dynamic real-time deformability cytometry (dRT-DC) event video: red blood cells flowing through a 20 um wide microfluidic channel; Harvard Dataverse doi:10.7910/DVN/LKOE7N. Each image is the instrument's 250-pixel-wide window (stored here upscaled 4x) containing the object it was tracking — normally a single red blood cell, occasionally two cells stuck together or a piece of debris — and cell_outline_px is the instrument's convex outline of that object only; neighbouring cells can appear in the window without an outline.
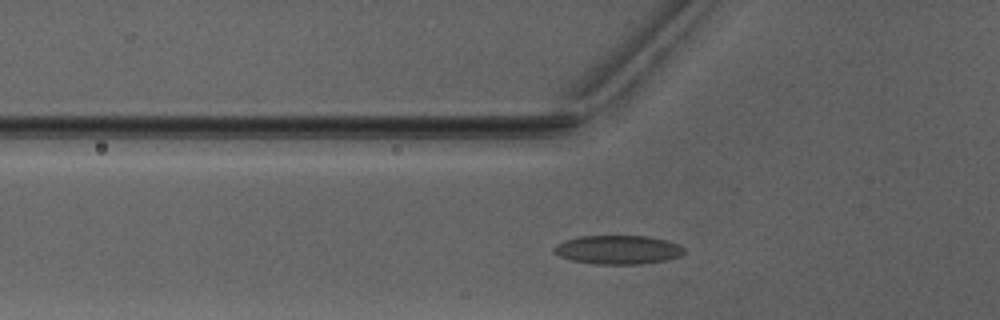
{"species": "Egyptian fruit bat (a non-hibernating species)", "species_latin": "Rousettus aegyptiacus", "temperature_condition": "warm", "stored_images_in_passage": 29, "camera_frame_rate_fps": 3000, "um_per_image_px": 0.085, "animal": {"sex": "male"}, "frame": {"image": 1, "passage_image": 5, "time_ms": 1.333, "image_size_px": [1000, 320], "cell_outline_px": [[684, 252], [680, 256], [668, 260], [640, 264], [592, 264], [572, 260], [560, 256], [552, 252], [552, 248], [556, 244], [564, 240], [580, 236], [648, 236], [668, 240], [680, 244], [684, 248]], "centroid_in_image_um": [52.53, 21.22], "position_along_channel_um": 73.3, "area_um2": 22.14}}
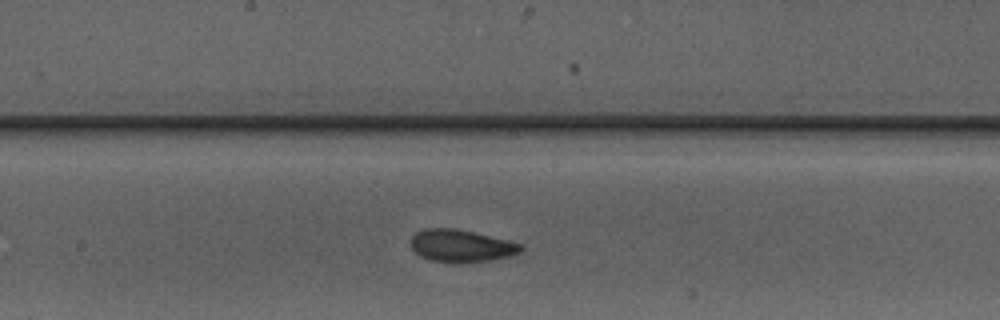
{"frame": {"image": 2, "passage_image": 15, "time_ms": 4.667, "image_size_px": [1000, 320], "cell_outline_px": [[524, 248], [520, 252], [508, 256], [488, 260], [460, 264], [452, 264], [428, 260], [420, 256], [412, 248], [412, 236], [416, 232], [424, 228], [452, 228], [472, 232], [520, 244]], "centroid_in_image_um": [39.14, 20.92], "position_along_channel_um": 209.1, "area_um2": 20.63}}
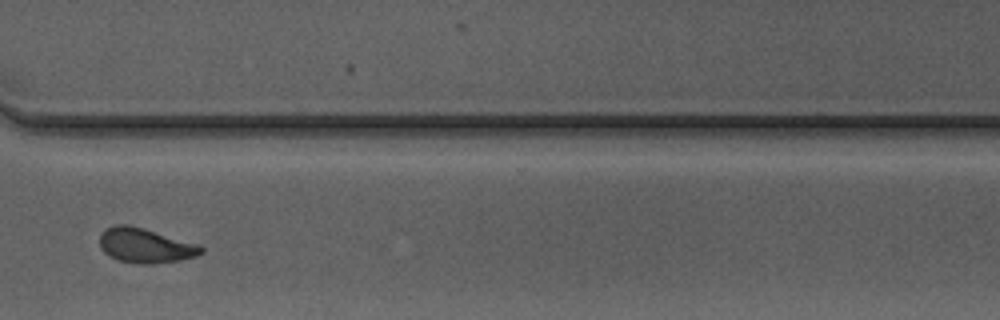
{"frame": {"image": 3, "passage_image": 26, "time_ms": 8.333, "image_size_px": [1000, 320], "cell_outline_px": [[204, 252], [196, 256], [180, 260], [152, 264], [136, 264], [120, 260], [104, 252], [100, 248], [100, 236], [108, 228], [116, 224], [128, 224], [144, 228], [200, 244], [204, 248]], "centroid_in_image_um": [12.4, 20.87], "position_along_channel_um": 358.2, "area_um2": 20.52}, "authors_computed_cell_mechanics": {"area_um2": 20.1722, "velocity_mm_per_s": 4.0698, "shape_relaxation_time_tau1_ms": 4.3417, "shape_relaxation_time_tau2_ms": 1.3301, "deformation_change_tau1": 0.1226, "deformation_change_tau2": 0.0704}}